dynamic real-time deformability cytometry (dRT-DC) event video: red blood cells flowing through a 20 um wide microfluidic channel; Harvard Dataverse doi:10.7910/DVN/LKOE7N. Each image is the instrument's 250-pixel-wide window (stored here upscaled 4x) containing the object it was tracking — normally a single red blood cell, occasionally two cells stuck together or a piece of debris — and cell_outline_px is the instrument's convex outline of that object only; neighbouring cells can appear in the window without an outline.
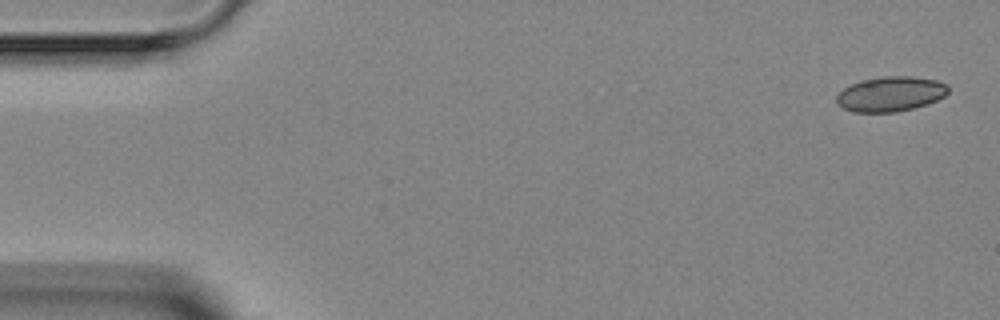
{"species": "Egyptian fruit bat (a non-hibernating species)", "species_latin": "Rousettus aegyptiacus", "temperature_condition": "room temperature", "stored_images_in_passage": 4, "camera_frame_rate_fps": 3000, "um_per_image_px": 0.085, "animal": {"sex": "female"}, "frame": {"image": 1, "passage_image": 1, "time_ms": 0.0, "image_size_px": [1000, 320], "cell_outline_px": [[948, 92], [944, 96], [928, 104], [896, 112], [852, 112], [836, 104], [836, 96], [844, 88], [860, 80], [884, 76], [912, 76], [936, 80], [948, 84]], "centroid_in_image_um": [75.69, 7.99], "position_along_channel_um": 9.3, "area_um2": 22.77}}
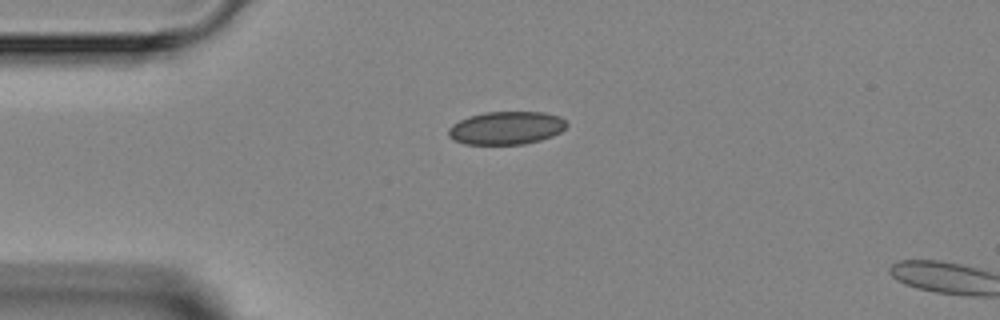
{"frame": {"image": 2, "passage_image": 3, "time_ms": 3.333, "image_size_px": [1000, 320], "cell_outline_px": [[568, 124], [560, 132], [552, 136], [540, 140], [524, 144], [464, 144], [452, 140], [448, 136], [448, 128], [452, 124], [468, 116], [484, 112], [544, 112], [560, 116]], "centroid_in_image_um": [43.01, 10.87], "position_along_channel_um": 42.0, "area_um2": 22.89}}